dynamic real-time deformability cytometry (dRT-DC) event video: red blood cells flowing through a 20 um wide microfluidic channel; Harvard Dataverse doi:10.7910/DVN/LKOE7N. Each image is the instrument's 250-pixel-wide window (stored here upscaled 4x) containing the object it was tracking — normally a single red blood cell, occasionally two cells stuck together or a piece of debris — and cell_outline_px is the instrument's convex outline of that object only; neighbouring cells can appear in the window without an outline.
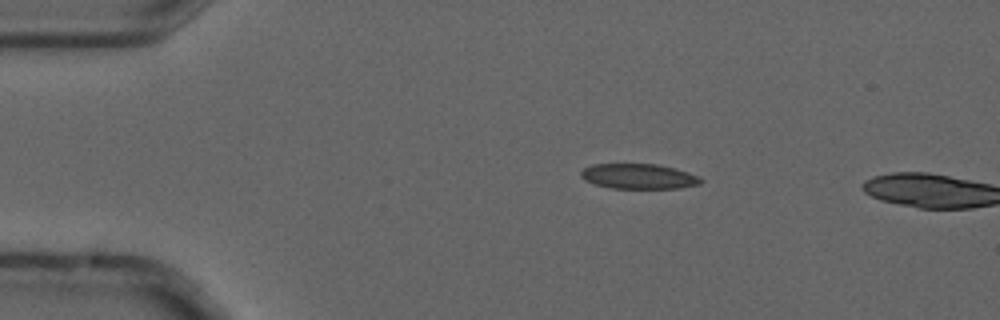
{"species": "common noctule bat (a hibernating species)", "species_latin": "Nyctalus noctula", "temperature_condition": "cold", "stored_images_in_passage": 4, "camera_frame_rate_fps": 3000, "um_per_image_px": 0.085, "animal": {"sex": "male", "forearm_length_mm": 52.5}, "frame": {"image": 1, "passage_image": 3, "time_ms": 0.667, "image_size_px": [1000, 320], "cell_outline_px": [[704, 180], [700, 184], [680, 188], [612, 188], [596, 184], [584, 180], [580, 176], [580, 172], [584, 168], [592, 164], [656, 164], [676, 168], [700, 176]], "centroid_in_image_um": [54.31, 14.98], "position_along_channel_um": 30.7, "area_um2": 17.63}}